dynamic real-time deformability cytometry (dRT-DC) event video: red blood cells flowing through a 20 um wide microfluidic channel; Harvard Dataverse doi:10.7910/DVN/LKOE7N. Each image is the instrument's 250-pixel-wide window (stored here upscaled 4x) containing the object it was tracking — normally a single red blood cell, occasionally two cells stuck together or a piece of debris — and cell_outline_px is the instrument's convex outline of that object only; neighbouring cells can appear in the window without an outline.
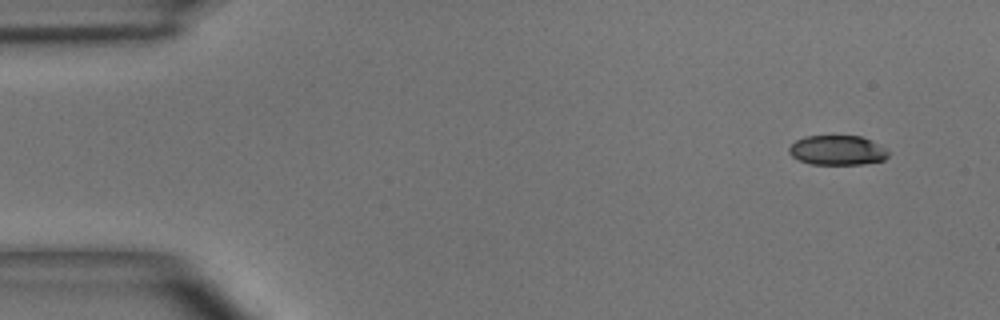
{"species": "common noctule bat (a hibernating species)", "species_latin": "Nyctalus noctula", "temperature_condition": "room temperature", "stored_images_in_passage": 4, "camera_frame_rate_fps": 3000, "um_per_image_px": 0.085, "animal": {"sex": "male", "body_mass_g": 15.6}, "frame": {"image": 1, "passage_image": 1, "time_ms": 0.0, "image_size_px": [1000, 320], "cell_outline_px": [[888, 156], [884, 160], [864, 164], [812, 164], [800, 160], [792, 156], [788, 152], [788, 148], [796, 140], [804, 136], [860, 136], [872, 140], [884, 148], [888, 152]], "centroid_in_image_um": [71.17, 12.77], "position_along_channel_um": 13.8, "area_um2": 17.11}}
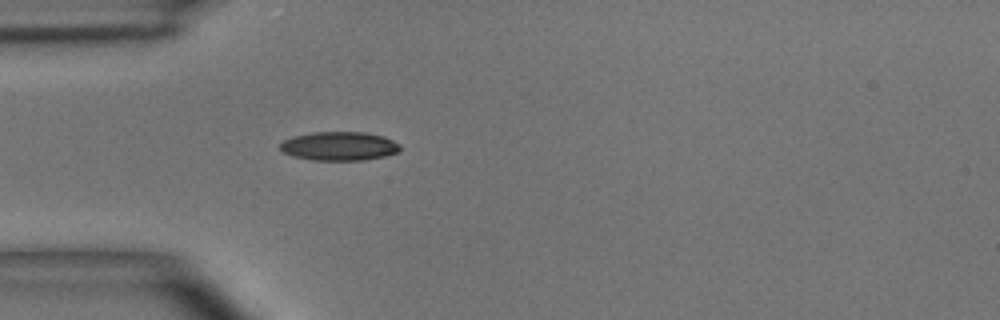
{"frame": {"image": 2, "passage_image": 4, "time_ms": 3.667, "image_size_px": [1000, 320], "cell_outline_px": [[400, 152], [384, 156], [364, 160], [312, 160], [292, 156], [280, 152], [280, 144], [284, 140], [292, 136], [312, 132], [364, 132], [384, 136], [400, 144]], "centroid_in_image_um": [28.82, 12.42], "position_along_channel_um": 56.2, "area_um2": 20.35}}